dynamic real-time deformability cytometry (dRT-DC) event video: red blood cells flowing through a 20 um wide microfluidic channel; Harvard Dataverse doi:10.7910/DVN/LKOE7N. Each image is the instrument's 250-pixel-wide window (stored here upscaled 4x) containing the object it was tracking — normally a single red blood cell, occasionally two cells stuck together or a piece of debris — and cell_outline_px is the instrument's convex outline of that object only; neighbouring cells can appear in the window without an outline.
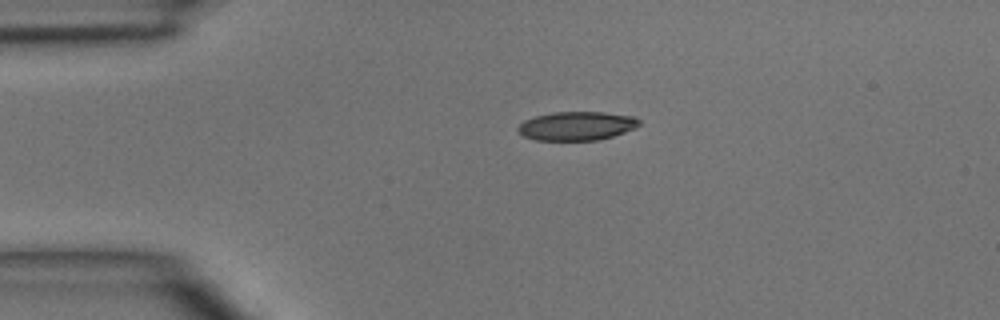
{"species": "common noctule bat (a hibernating species)", "species_latin": "Nyctalus noctula", "temperature_condition": "room temperature", "stored_images_in_passage": 2, "camera_frame_rate_fps": 3000, "um_per_image_px": 0.085, "animal": {"sex": "male", "body_mass_g": 15.6}, "frame": {"image": 1, "passage_image": 1, "time_ms": 0.0, "image_size_px": [1000, 320], "cell_outline_px": [[640, 124], [636, 128], [612, 136], [596, 140], [536, 140], [524, 136], [516, 128], [524, 120], [536, 116], [552, 112], [604, 112], [636, 116], [640, 120]], "centroid_in_image_um": [49.05, 10.69], "position_along_channel_um": 36.0, "area_um2": 20.35}}